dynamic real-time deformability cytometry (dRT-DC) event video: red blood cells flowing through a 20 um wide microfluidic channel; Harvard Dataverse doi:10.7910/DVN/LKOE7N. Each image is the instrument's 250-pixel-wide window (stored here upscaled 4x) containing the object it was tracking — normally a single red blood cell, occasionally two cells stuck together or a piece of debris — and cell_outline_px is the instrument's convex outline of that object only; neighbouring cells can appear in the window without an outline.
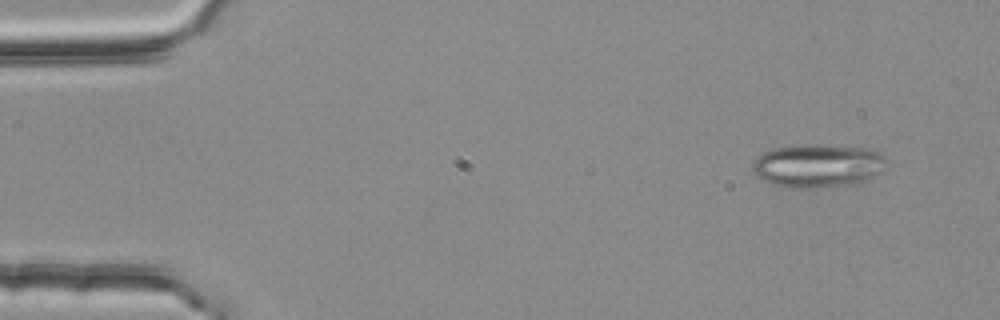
{"species": "common noctule bat (a hibernating species)", "species_latin": "Nyctalus noctula", "temperature_condition": "room temperature", "stored_images_in_passage": 3, "camera_frame_rate_fps": 3000, "um_per_image_px": 0.085, "animal": {"sex": "female", "body_mass_g": 25.1}, "frame": {"image": 1, "passage_image": 1, "time_ms": 0.0, "image_size_px": [1000, 320], "cell_outline_px": [[888, 160], [880, 172], [864, 184], [812, 188], [796, 188], [772, 184], [756, 176], [752, 172], [752, 164], [764, 152], [776, 148], [800, 144], [820, 144], [868, 148], [884, 156]], "centroid_in_image_um": [69.56, 14.09], "position_along_channel_um": 15.4, "area_um2": 34.28}}